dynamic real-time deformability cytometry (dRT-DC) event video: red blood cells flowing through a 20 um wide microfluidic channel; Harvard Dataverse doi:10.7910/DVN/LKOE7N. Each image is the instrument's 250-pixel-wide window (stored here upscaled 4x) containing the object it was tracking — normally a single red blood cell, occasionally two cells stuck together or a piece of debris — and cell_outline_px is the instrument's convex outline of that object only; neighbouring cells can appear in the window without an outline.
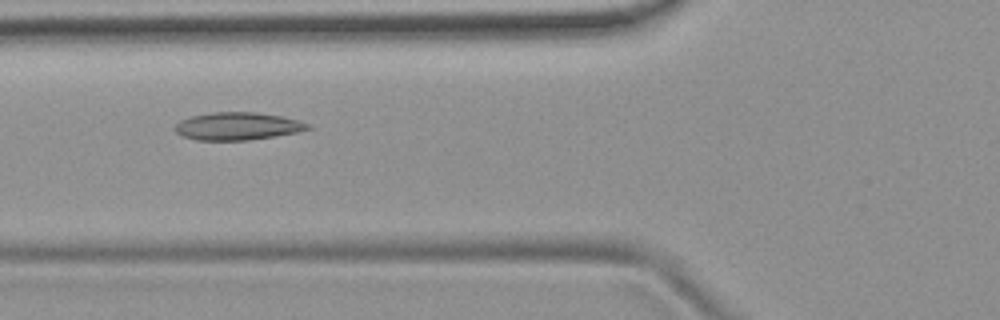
{"species": "common noctule bat (a hibernating species)", "species_latin": "Nyctalus noctula", "temperature_condition": "room temperature", "stored_images_in_passage": 53, "camera_frame_rate_fps": 3000, "um_per_image_px": 0.085, "animal": {"sex": "female", "body_mass_g": 19.9}, "frame": {"image": 1, "passage_image": 20, "time_ms": 6.333, "image_size_px": [1000, 320], "cell_outline_px": [[312, 128], [296, 132], [276, 136], [248, 140], [196, 140], [184, 136], [176, 132], [172, 128], [180, 120], [192, 116], [212, 112], [256, 112], [280, 116], [312, 124]], "centroid_in_image_um": [20.18, 10.72], "position_along_channel_um": 105.6, "area_um2": 21.39}}
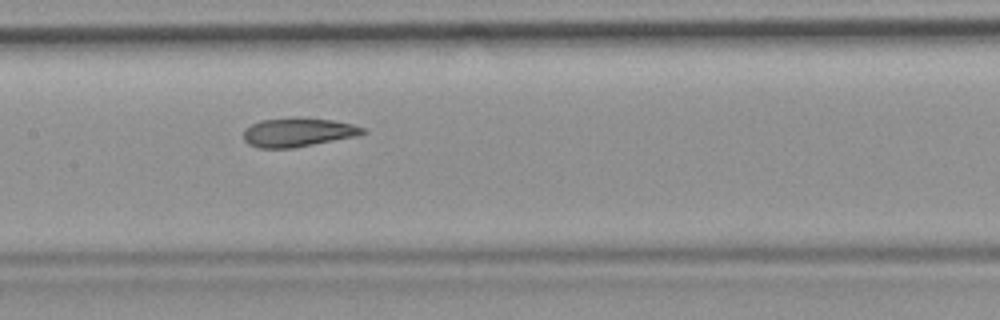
{"frame": {"image": 2, "passage_image": 26, "time_ms": 8.333, "image_size_px": [1000, 320], "cell_outline_px": [[368, 132], [356, 136], [292, 148], [260, 148], [248, 144], [244, 140], [244, 128], [260, 120], [296, 116], [300, 116], [332, 120], [352, 124], [364, 128]], "centroid_in_image_um": [25.31, 11.22], "position_along_channel_um": 182.1, "area_um2": 20.29}}
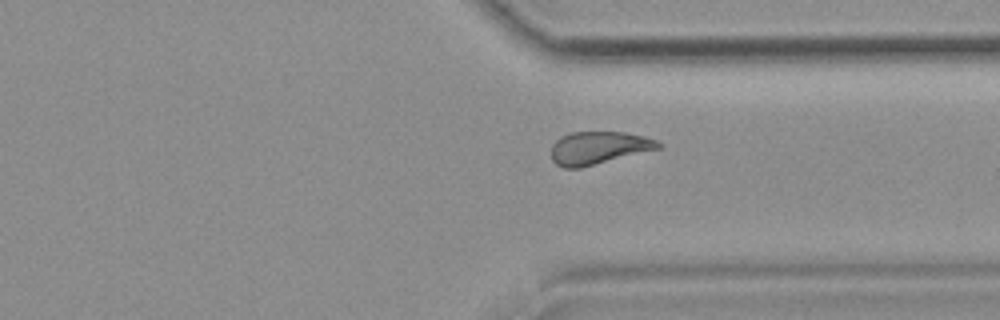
{"frame": {"image": 3, "passage_image": 40, "time_ms": 13.0, "image_size_px": [1000, 320], "cell_outline_px": [[664, 144], [660, 148], [580, 168], [564, 168], [556, 164], [552, 160], [552, 144], [560, 136], [572, 132], [624, 132], [644, 136], [656, 140]], "centroid_in_image_um": [50.87, 12.56], "position_along_channel_um": 360.5, "area_um2": 20.4}, "authors_computed_cell_mechanics": {"area_um2": 21.386, "velocity_mm_per_s": 3.8151, "shape_relaxation_time_tau1_ms": 9.0393, "shape_relaxation_time_tau2_ms": 2.4436, "deformation_change_tau1": 0.2037, "deformation_change_tau2": 0.0955}}